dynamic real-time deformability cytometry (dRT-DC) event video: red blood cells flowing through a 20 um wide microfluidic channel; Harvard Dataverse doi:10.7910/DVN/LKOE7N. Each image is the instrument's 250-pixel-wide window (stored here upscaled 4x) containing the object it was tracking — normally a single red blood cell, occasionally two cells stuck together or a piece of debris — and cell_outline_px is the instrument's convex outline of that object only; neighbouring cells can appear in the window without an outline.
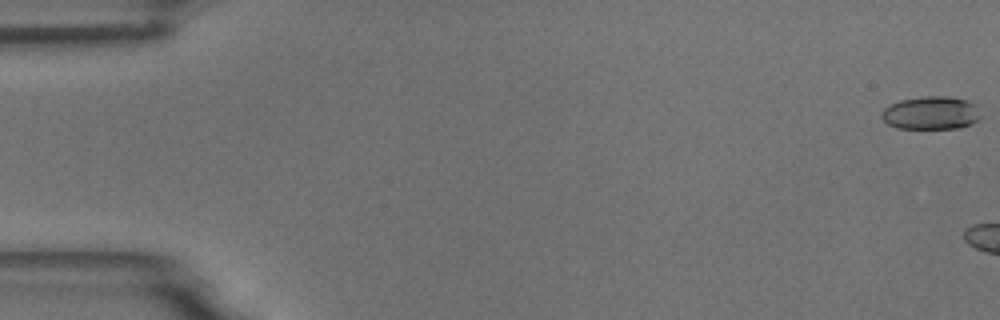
{"species": "common noctule bat (a hibernating species)", "species_latin": "Nyctalus noctula", "temperature_condition": "room temperature", "stored_images_in_passage": 6, "camera_frame_rate_fps": 3000, "um_per_image_px": 0.085, "animal": {"sex": "male", "body_mass_g": 18.8}, "frame": {"image": 1, "passage_image": 1, "time_ms": 0.0, "image_size_px": [1000, 320], "cell_outline_px": [[980, 116], [976, 120], [960, 128], [896, 128], [888, 124], [880, 116], [880, 112], [884, 108], [900, 100], [924, 96], [948, 96], [968, 100], [976, 104]], "centroid_in_image_um": [79.11, 9.59], "position_along_channel_um": 5.9, "area_um2": 19.07}}